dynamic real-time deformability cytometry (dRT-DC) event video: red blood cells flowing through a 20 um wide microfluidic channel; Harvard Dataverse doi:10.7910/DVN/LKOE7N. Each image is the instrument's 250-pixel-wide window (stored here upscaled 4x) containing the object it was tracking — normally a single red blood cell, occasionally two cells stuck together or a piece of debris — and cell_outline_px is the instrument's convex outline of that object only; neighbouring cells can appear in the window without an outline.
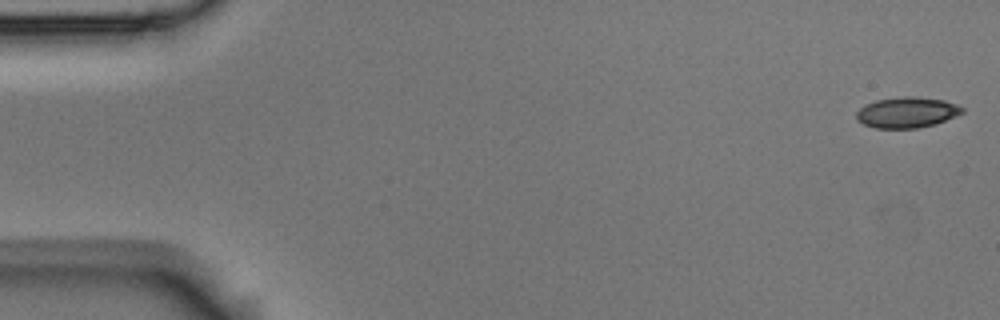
{"species": "Egyptian fruit bat (a non-hibernating species)", "species_latin": "Rousettus aegyptiacus", "temperature_condition": "room temperature", "stored_images_in_passage": 54, "camera_frame_rate_fps": 3000, "um_per_image_px": 0.085, "animal": {"sex": "male"}, "frame": {"image": 1, "passage_image": 1, "time_ms": 0.0, "image_size_px": [1000, 320], "cell_outline_px": [[964, 112], [956, 116], [936, 124], [916, 128], [876, 128], [864, 124], [856, 120], [856, 112], [860, 108], [876, 100], [904, 96], [912, 96], [944, 100], [956, 104], [964, 108]], "centroid_in_image_um": [77.1, 9.56], "position_along_channel_um": 7.9, "area_um2": 18.9}}
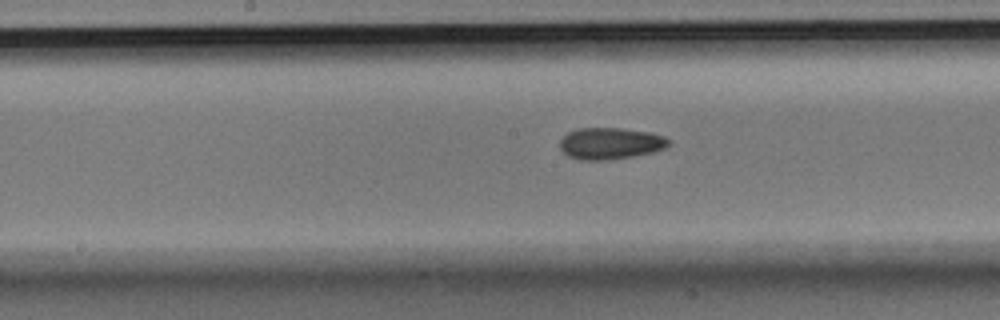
{"frame": {"image": 2, "passage_image": 27, "time_ms": 8.667, "image_size_px": [1000, 320], "cell_outline_px": [[668, 144], [664, 148], [652, 152], [632, 156], [608, 160], [580, 160], [568, 156], [560, 148], [560, 140], [568, 132], [576, 128], [620, 128], [648, 132], [664, 136], [668, 140]], "centroid_in_image_um": [51.83, 12.19], "position_along_channel_um": 196.4, "area_um2": 19.88}}
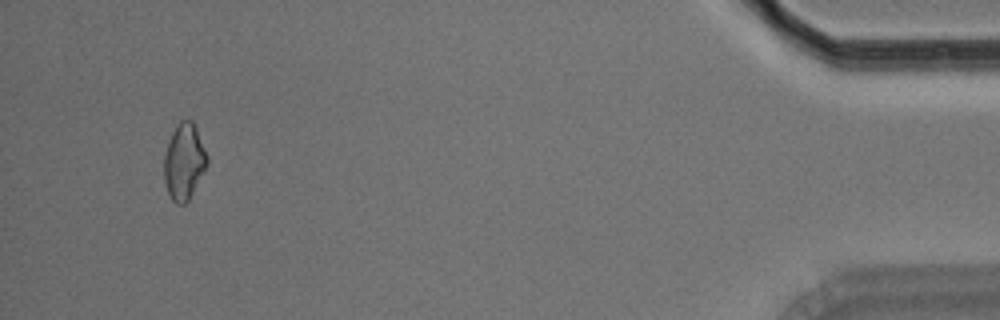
{"frame": {"image": 3, "passage_image": 51, "time_ms": 16.667, "image_size_px": [1000, 320], "cell_outline_px": [[208, 164], [188, 200], [184, 204], [176, 204], [172, 200], [168, 192], [164, 180], [164, 156], [172, 132], [180, 120], [192, 120], [196, 128], [208, 156]], "centroid_in_image_um": [15.65, 13.74], "position_along_channel_um": 419.6, "area_um2": 18.9}, "authors_computed_cell_mechanics": {"area_um2": 19.1318, "velocity_mm_per_s": 3.7278, "shape_relaxation_time_tau1_ms": null, "shape_relaxation_time_tau2_ms": 6.4768, "deformation_change_tau1": null, "deformation_change_tau2": 0.1165}}